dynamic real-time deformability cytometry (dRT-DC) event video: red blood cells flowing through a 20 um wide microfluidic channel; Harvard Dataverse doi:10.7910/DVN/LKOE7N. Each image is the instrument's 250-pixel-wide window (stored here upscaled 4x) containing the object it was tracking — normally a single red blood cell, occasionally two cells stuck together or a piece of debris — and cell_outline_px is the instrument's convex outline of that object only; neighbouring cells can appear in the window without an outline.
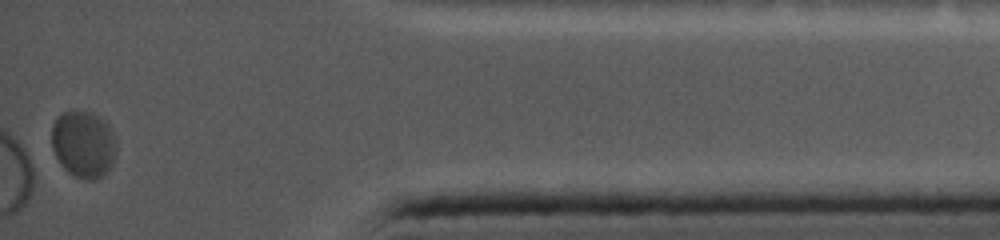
{"species": "common noctule bat (a hibernating species)", "species_latin": "Nyctalus noctula", "temperature_condition": "cold", "stored_images_in_passage": 22, "camera_frame_rate_fps": 5000, "um_per_image_px": 0.085, "animal": {"sex": "female", "body_mass_g": 19.0, "forearm_length_mm": 56.7}, "frame": {"image": 1, "passage_image": 22, "time_ms": 12.0, "image_size_px": [1000, 240], "cell_outline_px": [[116, 156], [112, 164], [96, 180], [88, 180], [76, 176], [68, 172], [60, 164], [52, 148], [52, 124], [64, 112], [88, 112], [104, 120], [108, 124], [112, 132], [116, 144]], "centroid_in_image_um": [7.1, 12.27], "position_along_channel_um": 428.1, "area_um2": 24.85}}